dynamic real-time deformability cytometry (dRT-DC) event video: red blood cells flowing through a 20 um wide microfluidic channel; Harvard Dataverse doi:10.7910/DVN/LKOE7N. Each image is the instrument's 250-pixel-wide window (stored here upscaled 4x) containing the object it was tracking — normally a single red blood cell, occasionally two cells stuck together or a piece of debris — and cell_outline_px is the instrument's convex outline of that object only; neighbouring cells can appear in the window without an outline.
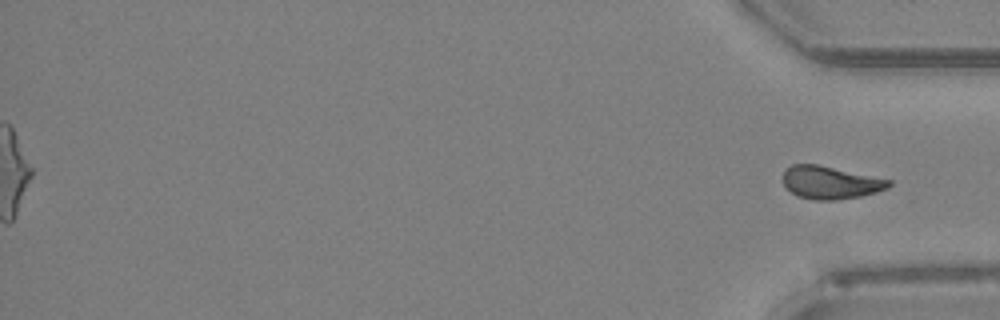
{"species": "Egyptian fruit bat (a non-hibernating species)", "species_latin": "Rousettus aegyptiacus", "temperature_condition": "room temperature", "stored_images_in_passage": 44, "segment_of_instrument_passage": [2, 2], "camera_frame_rate_fps": 3000, "um_per_image_px": 0.085, "animal": {"sex": "female"}, "frame": {"image": 1, "passage_image": 44, "time_ms": 14.333, "image_size_px": [1000, 320], "cell_outline_px": [[892, 184], [888, 188], [876, 192], [860, 196], [836, 200], [812, 200], [796, 196], [784, 188], [784, 168], [792, 164], [816, 164], [892, 180]], "centroid_in_image_um": [70.55, 15.52], "position_along_channel_um": 364.7, "area_um2": 20.35}}